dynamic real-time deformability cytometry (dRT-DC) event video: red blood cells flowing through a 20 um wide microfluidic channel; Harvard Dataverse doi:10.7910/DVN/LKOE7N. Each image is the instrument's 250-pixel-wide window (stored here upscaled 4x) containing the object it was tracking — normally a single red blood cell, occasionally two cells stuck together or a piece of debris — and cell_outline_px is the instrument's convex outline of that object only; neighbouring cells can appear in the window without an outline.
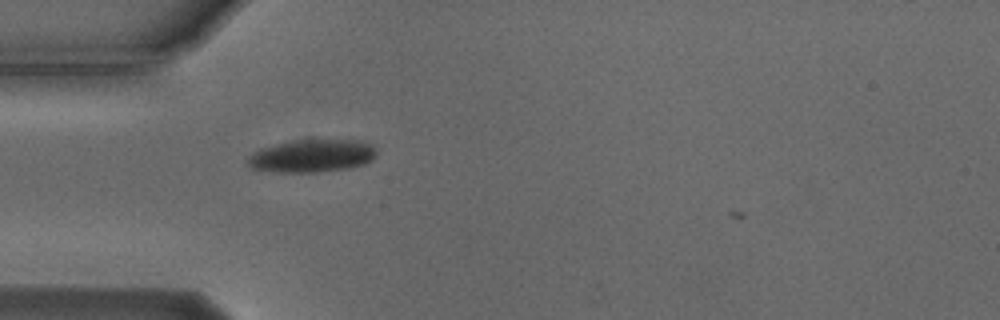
{"species": "Egyptian fruit bat (a non-hibernating species)", "species_latin": "Rousettus aegyptiacus", "temperature_condition": "cold", "stored_images_in_passage": 3, "camera_frame_rate_fps": 3000, "um_per_image_px": 0.085, "animal": {"sex": "male"}, "frame": {"image": 1, "passage_image": 2, "time_ms": 0.333, "image_size_px": [1000, 320], "cell_outline_px": [[376, 156], [372, 160], [364, 164], [348, 168], [316, 172], [276, 172], [252, 168], [248, 164], [248, 156], [252, 152], [260, 148], [276, 144], [312, 136], [364, 140], [372, 144], [376, 148]], "centroid_in_image_um": [26.58, 13.18], "position_along_channel_um": 58.4, "area_um2": 25.72}}